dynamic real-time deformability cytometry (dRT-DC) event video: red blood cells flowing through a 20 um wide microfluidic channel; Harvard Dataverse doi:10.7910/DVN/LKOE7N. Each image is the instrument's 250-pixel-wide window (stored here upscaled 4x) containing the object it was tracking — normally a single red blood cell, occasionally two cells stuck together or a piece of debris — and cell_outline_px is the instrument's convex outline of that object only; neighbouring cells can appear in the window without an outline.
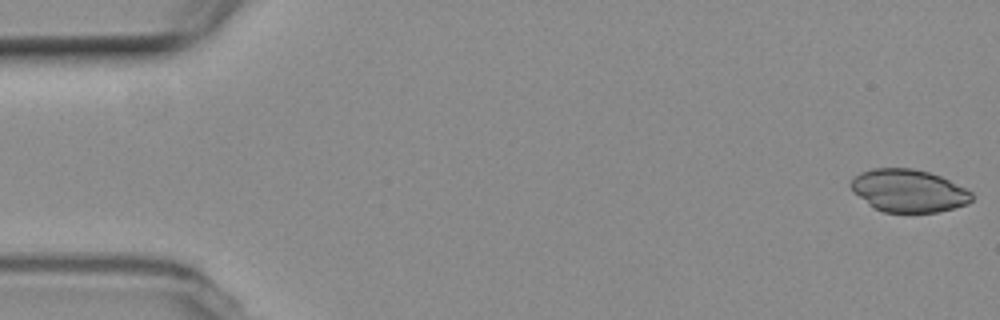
{"species": "common noctule bat (a hibernating species)", "species_latin": "Nyctalus noctula", "temperature_condition": "room temperature", "stored_images_in_passage": 4, "camera_frame_rate_fps": 3000, "um_per_image_px": 0.085, "animal": {"sex": "female", "body_mass_g": 19.3, "forearm_length_mm": 54.1}, "frame": {"image": 1, "passage_image": 1, "time_ms": 0.0, "image_size_px": [1000, 320], "cell_outline_px": [[972, 200], [968, 204], [936, 212], [884, 212], [868, 204], [852, 192], [848, 184], [860, 172], [872, 168], [912, 168], [928, 172], [940, 176], [972, 192]], "centroid_in_image_um": [77.19, 16.21], "position_along_channel_um": 7.8, "area_um2": 29.94}}